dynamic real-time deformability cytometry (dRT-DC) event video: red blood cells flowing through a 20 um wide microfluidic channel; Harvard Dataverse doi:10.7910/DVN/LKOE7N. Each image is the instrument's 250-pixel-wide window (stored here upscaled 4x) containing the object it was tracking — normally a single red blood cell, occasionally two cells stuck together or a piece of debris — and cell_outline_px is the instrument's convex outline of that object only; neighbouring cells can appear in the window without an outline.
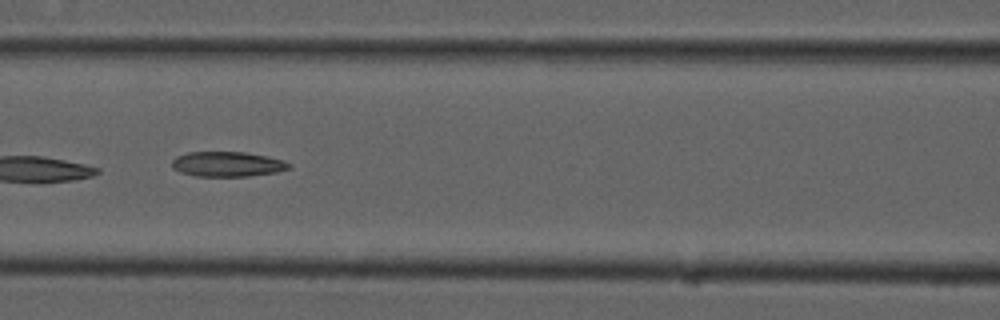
{"species": "common noctule bat (a hibernating species)", "species_latin": "Nyctalus noctula", "temperature_condition": "cold", "stored_images_in_passage": 7, "camera_frame_rate_fps": 3000, "um_per_image_px": 0.085, "animal": {"sex": "male", "forearm_length_mm": 52.5}, "frame": {"image": 1, "passage_image": 7, "time_ms": 2.0, "image_size_px": [1000, 320], "cell_outline_px": [[292, 168], [276, 172], [248, 176], [196, 176], [180, 172], [172, 168], [172, 160], [176, 156], [188, 152], [244, 152], [284, 160], [292, 164]], "centroid_in_image_um": [19.33, 13.95], "position_along_channel_um": 147.3, "area_um2": 17.05}}